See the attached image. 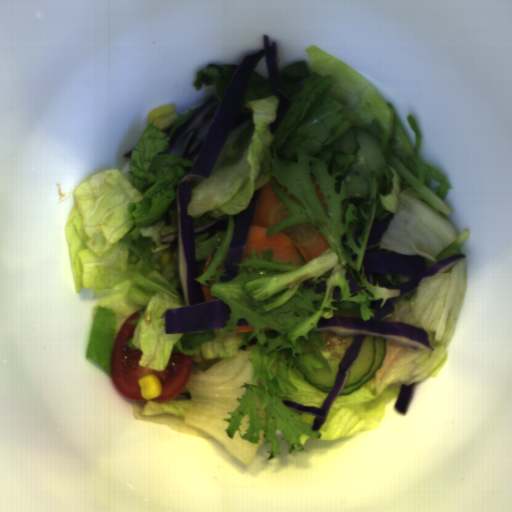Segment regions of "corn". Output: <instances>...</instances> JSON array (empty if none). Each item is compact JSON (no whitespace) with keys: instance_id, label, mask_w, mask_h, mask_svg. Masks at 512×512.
<instances>
[{"instance_id":"corn-2","label":"corn","mask_w":512,"mask_h":512,"mask_svg":"<svg viewBox=\"0 0 512 512\" xmlns=\"http://www.w3.org/2000/svg\"><path fill=\"white\" fill-rule=\"evenodd\" d=\"M140 394L146 400H154L161 396L163 386L153 372L139 378Z\"/></svg>"},{"instance_id":"corn-1","label":"corn","mask_w":512,"mask_h":512,"mask_svg":"<svg viewBox=\"0 0 512 512\" xmlns=\"http://www.w3.org/2000/svg\"><path fill=\"white\" fill-rule=\"evenodd\" d=\"M179 118L180 116L174 103H171L149 110L146 116V123L149 125L153 122L155 127L165 132L173 127L175 121Z\"/></svg>"}]
</instances>
